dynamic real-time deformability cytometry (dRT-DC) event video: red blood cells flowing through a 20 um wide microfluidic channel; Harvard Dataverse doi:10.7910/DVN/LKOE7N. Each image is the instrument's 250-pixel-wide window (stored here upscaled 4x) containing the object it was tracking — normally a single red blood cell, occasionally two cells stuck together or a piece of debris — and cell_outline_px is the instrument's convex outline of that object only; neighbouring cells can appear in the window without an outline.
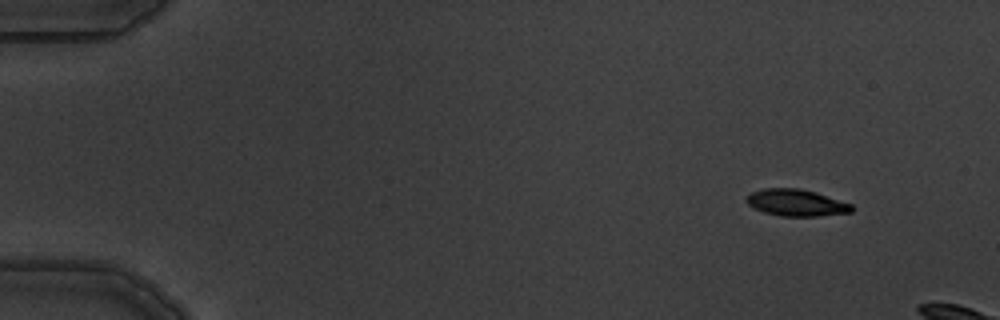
{"species": "common noctule bat (a hibernating species)", "species_latin": "Nyctalus noctula", "temperature_condition": "warm", "stored_images_in_passage": 4, "camera_frame_rate_fps": 3000, "um_per_image_px": 0.085, "animal": {"sex": "male", "body_mass_g": 19.5, "forearm_length_mm": 54.6}, "frame": {"image": 1, "passage_image": 2, "time_ms": 1.0, "image_size_px": [1000, 320], "cell_outline_px": [[852, 212], [820, 216], [780, 216], [764, 212], [752, 208], [748, 204], [748, 196], [752, 192], [764, 188], [800, 188], [816, 192], [852, 204]], "centroid_in_image_um": [67.69, 17.23], "position_along_channel_um": 17.3, "area_um2": 16.36}}